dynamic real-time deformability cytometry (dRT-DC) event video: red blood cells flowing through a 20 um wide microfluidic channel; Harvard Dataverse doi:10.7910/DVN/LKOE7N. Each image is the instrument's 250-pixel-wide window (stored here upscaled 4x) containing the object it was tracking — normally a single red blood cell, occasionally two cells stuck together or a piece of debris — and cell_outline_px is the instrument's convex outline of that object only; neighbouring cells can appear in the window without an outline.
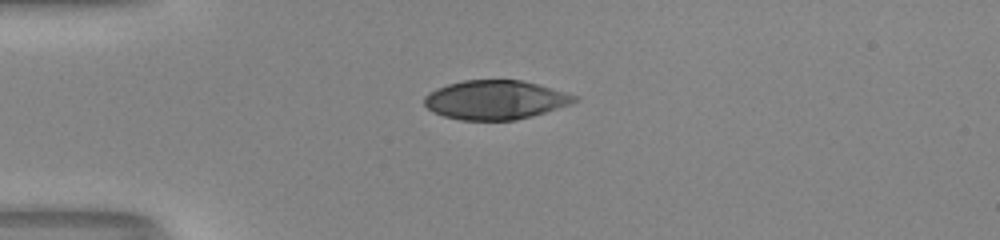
{"species": "human", "species_latin": "Homo sapiens", "temperature_condition": "room temperature", "stored_images_in_passage": 38, "camera_frame_rate_fps": 3000, "um_per_image_px": 0.085, "donor": {"sex": "male"}, "frame": {"image": 1, "passage_image": 1, "time_ms": 0.0, "image_size_px": [1000, 240], "cell_outline_px": [[580, 100], [572, 104], [532, 116], [516, 120], [460, 120], [444, 116], [432, 112], [424, 104], [424, 96], [428, 92], [436, 88], [448, 84], [464, 80], [520, 80], [552, 88], [580, 96]], "centroid_in_image_um": [42.12, 8.49], "position_along_channel_um": 42.9, "area_um2": 34.39}}
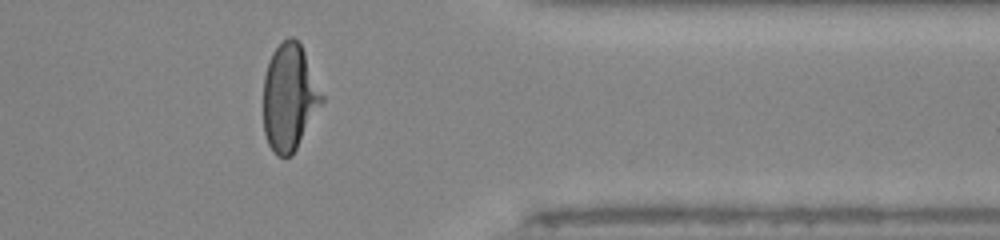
{"frame": {"image": 2, "passage_image": 29, "time_ms": 9.333, "image_size_px": [1000, 240], "cell_outline_px": [[324, 100], [292, 156], [276, 156], [268, 144], [264, 132], [264, 76], [268, 60], [272, 52], [288, 36], [292, 36], [300, 44], [304, 52], [324, 96]], "centroid_in_image_um": [24.59, 8.28], "position_along_channel_um": 386.8, "area_um2": 36.18}}
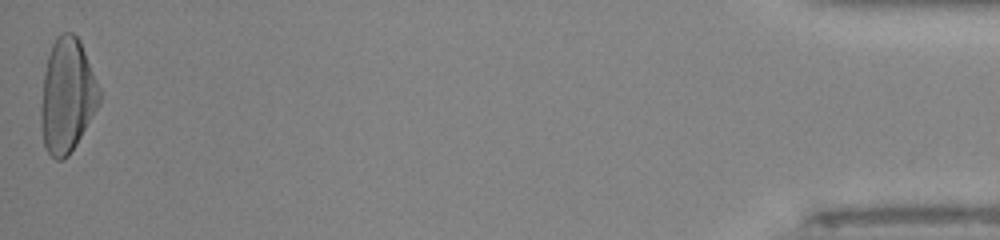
{"frame": {"image": 3, "passage_image": 38, "time_ms": 12.333, "image_size_px": [1000, 240], "cell_outline_px": [[100, 104], [76, 144], [68, 156], [64, 160], [56, 160], [44, 148], [40, 124], [40, 108], [44, 72], [48, 56], [52, 44], [60, 32], [72, 32], [80, 40], [100, 88]], "centroid_in_image_um": [5.7, 8.15], "position_along_channel_um": 429.5, "area_um2": 39.07}, "authors_computed_cell_mechanics": {"area_um2": 36.4429, "velocity_mm_per_s": 4.1581, "shape_relaxation_time_tau1_ms": 4.8495, "shape_relaxation_time_tau2_ms": null, "deformation_change_tau1": 0.2485, "deformation_change_tau2": null}}